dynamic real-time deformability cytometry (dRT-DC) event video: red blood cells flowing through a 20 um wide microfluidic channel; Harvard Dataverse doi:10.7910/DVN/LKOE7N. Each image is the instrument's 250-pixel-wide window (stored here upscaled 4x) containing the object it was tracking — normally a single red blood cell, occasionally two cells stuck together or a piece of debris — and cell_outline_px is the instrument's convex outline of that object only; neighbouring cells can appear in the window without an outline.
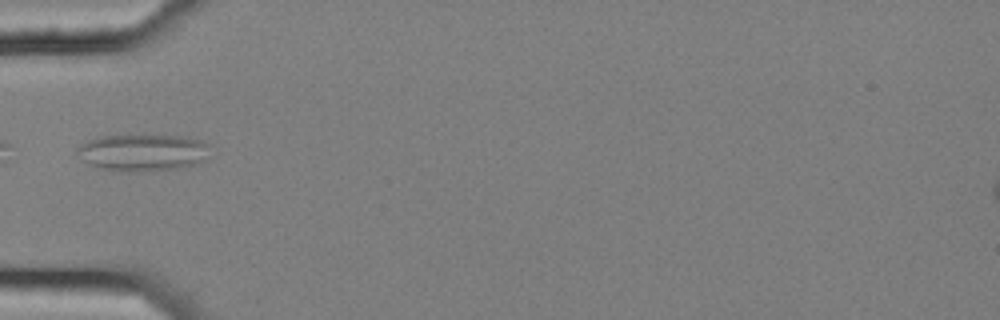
{"species": "common noctule bat (a hibernating species)", "species_latin": "Nyctalus noctula", "temperature_condition": "cold", "stored_images_in_passage": 2, "camera_frame_rate_fps": 3000, "um_per_image_px": 0.085, "animal": {"sex": "female", "body_mass_g": 25.1}, "frame": {"image": 1, "passage_image": 2, "time_ms": 0.333, "image_size_px": [1000, 320], "cell_outline_px": [[208, 144], [204, 160], [184, 168], [136, 172], [116, 172], [88, 164], [76, 152], [76, 148], [80, 144], [88, 140], [100, 136], [188, 136], [200, 140]], "centroid_in_image_um": [12.1, 12.98], "position_along_channel_um": 72.9, "area_um2": 28.55}}